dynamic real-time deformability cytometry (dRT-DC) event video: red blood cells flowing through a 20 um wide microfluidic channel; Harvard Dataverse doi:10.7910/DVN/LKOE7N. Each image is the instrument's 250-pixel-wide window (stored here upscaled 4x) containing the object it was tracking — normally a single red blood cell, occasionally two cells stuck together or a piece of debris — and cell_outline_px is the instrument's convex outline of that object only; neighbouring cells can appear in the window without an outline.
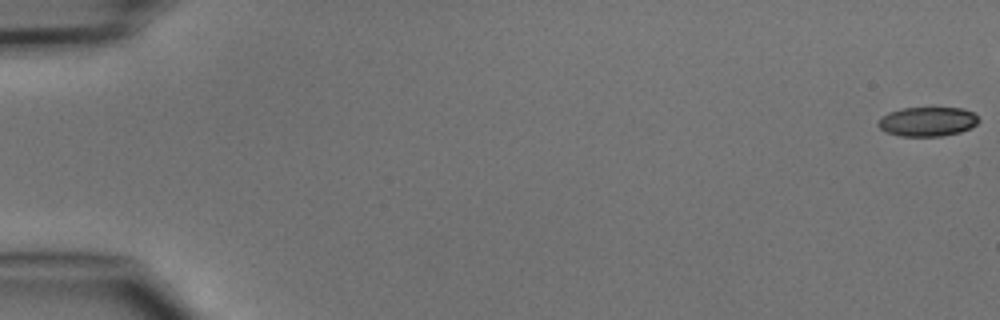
{"species": "common noctule bat (a hibernating species)", "species_latin": "Nyctalus noctula", "temperature_condition": "cold", "stored_images_in_passage": 5, "camera_frame_rate_fps": 3000, "um_per_image_px": 0.085, "animal": {"sex": "male", "body_mass_g": 15.6}, "frame": {"image": 1, "passage_image": 1, "time_ms": 0.0, "image_size_px": [1000, 320], "cell_outline_px": [[980, 120], [976, 124], [960, 132], [944, 136], [900, 136], [884, 132], [876, 124], [888, 112], [900, 108], [964, 108], [972, 112]], "centroid_in_image_um": [78.81, 10.34], "position_along_channel_um": 6.2, "area_um2": 17.17}}
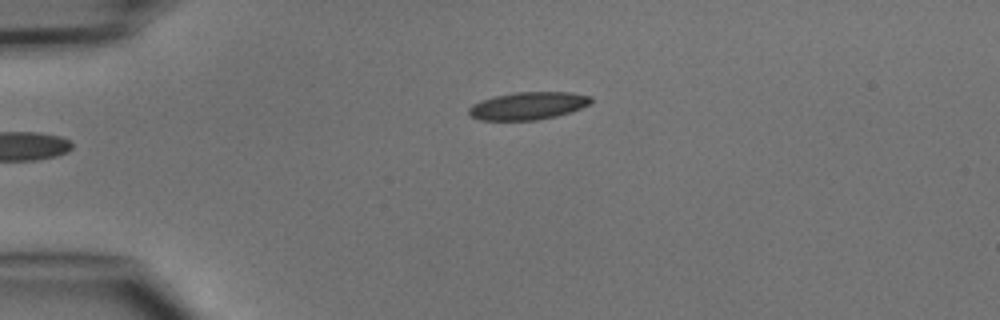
{"frame": {"image": 2, "passage_image": 5, "time_ms": 5.667, "image_size_px": [1000, 320], "cell_outline_px": [[592, 100], [588, 104], [572, 112], [556, 116], [536, 120], [480, 120], [468, 116], [468, 108], [472, 104], [480, 100], [496, 96], [516, 92], [572, 92], [592, 96]], "centroid_in_image_um": [44.86, 8.99], "position_along_channel_um": 40.1, "area_um2": 19.77}}